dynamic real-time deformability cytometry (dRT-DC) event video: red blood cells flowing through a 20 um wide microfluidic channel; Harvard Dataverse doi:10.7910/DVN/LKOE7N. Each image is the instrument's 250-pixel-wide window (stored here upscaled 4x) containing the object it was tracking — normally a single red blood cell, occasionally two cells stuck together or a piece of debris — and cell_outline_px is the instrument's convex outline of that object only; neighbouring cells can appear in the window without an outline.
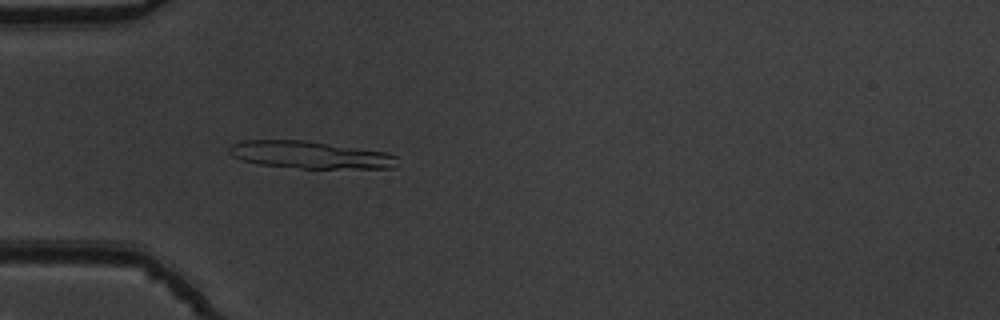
{"species": "common noctule bat (a hibernating species)", "species_latin": "Nyctalus noctula", "temperature_condition": "warm", "stored_images_in_passage": 53, "camera_frame_rate_fps": 3000, "um_per_image_px": 0.085, "animal": {"sex": "male", "body_mass_g": 19.5, "forearm_length_mm": 54.6}, "frame": {"image": 1, "passage_image": 17, "time_ms": 5.333, "image_size_px": [1000, 320], "cell_outline_px": [[396, 156], [392, 168], [300, 168], [256, 164], [232, 156], [228, 152], [228, 148], [232, 144], [244, 140], [304, 140], [384, 152]], "centroid_in_image_um": [26.25, 13.16], "position_along_channel_um": 58.7, "area_um2": 26.36}}
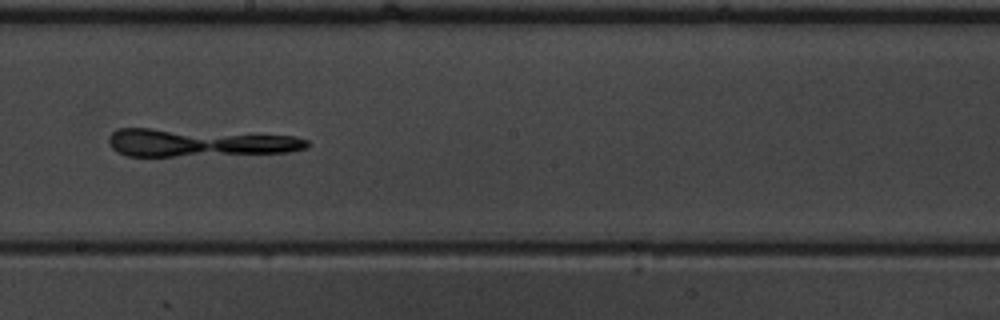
{"frame": {"image": 2, "passage_image": 31, "time_ms": 10.0, "image_size_px": [1000, 320], "cell_outline_px": [[308, 148], [288, 152], [172, 156], [128, 156], [116, 152], [108, 144], [108, 136], [116, 128], [148, 128], [296, 136], [308, 140]], "centroid_in_image_um": [16.85, 12.13], "position_along_channel_um": 231.4, "area_um2": 31.91}}
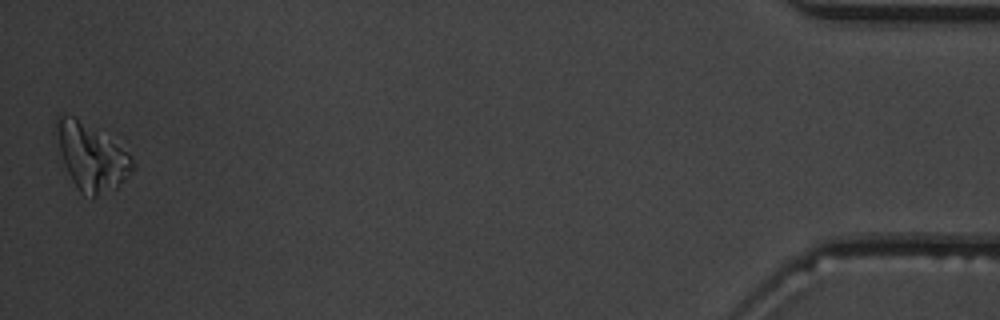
{"frame": {"image": 3, "passage_image": 53, "time_ms": 17.333, "image_size_px": [1000, 320], "cell_outline_px": [[132, 168], [116, 188], [92, 200], [80, 192], [72, 180], [64, 164], [60, 148], [56, 128], [56, 116], [76, 116], [96, 128], [128, 152], [132, 156]], "centroid_in_image_um": [7.76, 13.35], "position_along_channel_um": 427.4, "area_um2": 29.19}}